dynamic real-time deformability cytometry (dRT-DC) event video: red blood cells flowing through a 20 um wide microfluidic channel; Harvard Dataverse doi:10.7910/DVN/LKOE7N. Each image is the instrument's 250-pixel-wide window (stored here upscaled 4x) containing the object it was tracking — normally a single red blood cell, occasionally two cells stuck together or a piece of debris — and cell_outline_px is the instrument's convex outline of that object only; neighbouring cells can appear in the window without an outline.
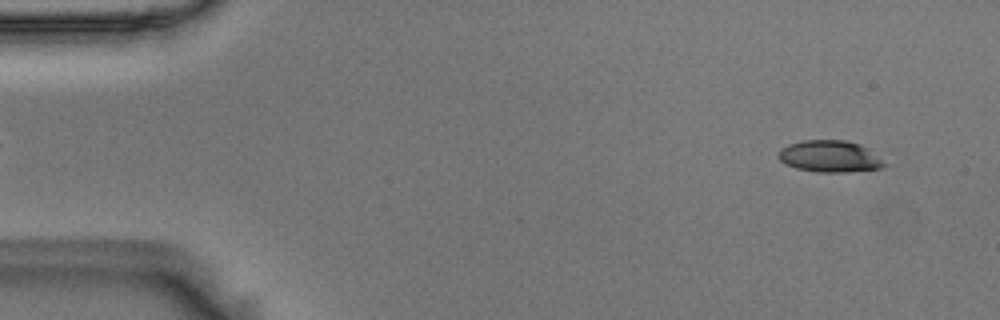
{"species": "Egyptian fruit bat (a non-hibernating species)", "species_latin": "Rousettus aegyptiacus", "temperature_condition": "room temperature", "stored_images_in_passage": 55, "camera_frame_rate_fps": 3000, "um_per_image_px": 0.085, "animal": {"sex": "male"}, "frame": {"image": 1, "passage_image": 4, "time_ms": 1.0, "image_size_px": [1000, 320], "cell_outline_px": [[884, 168], [844, 172], [816, 172], [796, 168], [784, 164], [776, 156], [780, 148], [788, 144], [800, 140], [848, 140], [860, 144], [868, 148], [884, 164]], "centroid_in_image_um": [70.45, 13.28], "position_along_channel_um": 14.5, "area_um2": 19.65}}
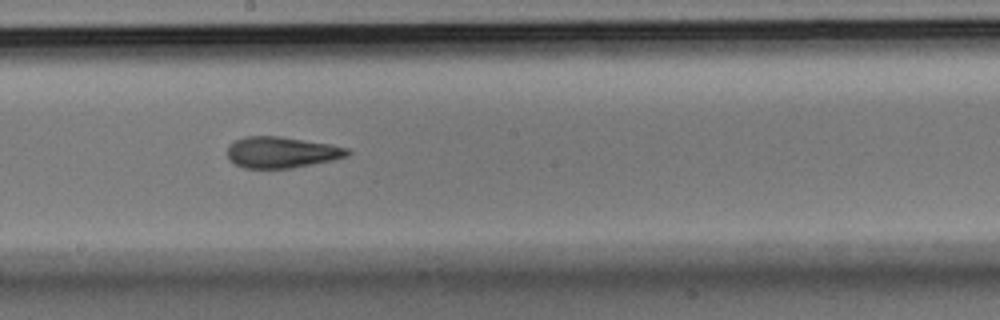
{"frame": {"image": 2, "passage_image": 30, "time_ms": 9.667, "image_size_px": [1000, 320], "cell_outline_px": [[352, 152], [348, 156], [332, 160], [292, 168], [244, 168], [228, 160], [228, 144], [244, 136], [280, 136], [328, 144], [348, 148]], "centroid_in_image_um": [23.91, 12.94], "position_along_channel_um": 224.3, "area_um2": 21.79}}
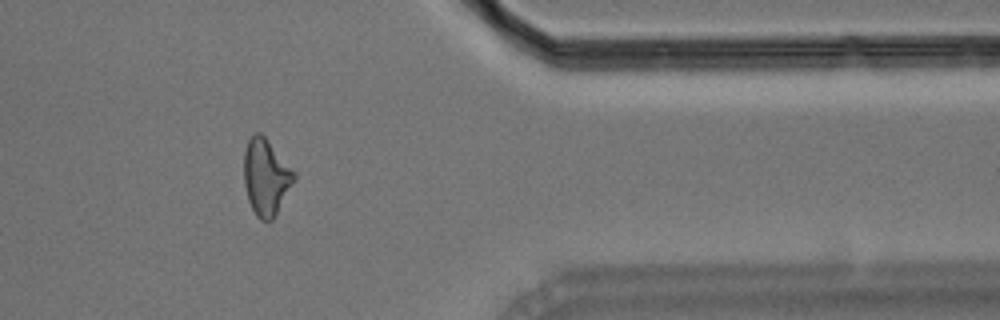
{"frame": {"image": 3, "passage_image": 45, "time_ms": 14.667, "image_size_px": [1000, 320], "cell_outline_px": [[296, 180], [272, 220], [260, 220], [256, 216], [248, 200], [244, 184], [244, 152], [248, 140], [256, 132], [260, 132], [268, 140], [296, 172]], "centroid_in_image_um": [22.62, 15.04], "position_along_channel_um": 388.8, "area_um2": 22.31}, "authors_computed_cell_mechanics": {"area_um2": 21.7328, "velocity_mm_per_s": 3.6614, "shape_relaxation_time_tau1_ms": 10.8058, "shape_relaxation_time_tau2_ms": 3.1684, "deformation_change_tau1": 0.2437, "deformation_change_tau2": 0.1289}}